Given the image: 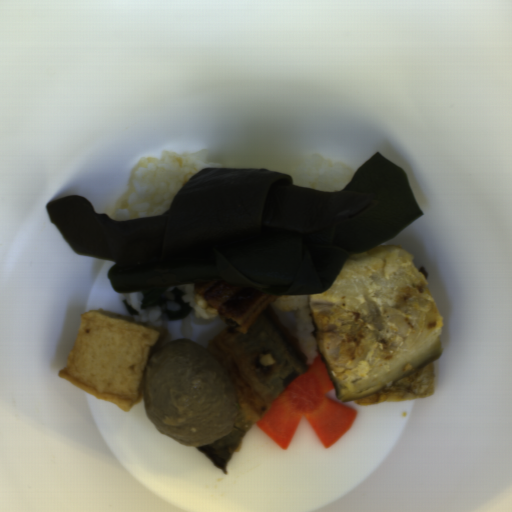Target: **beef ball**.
<instances>
[{
    "label": "beef ball",
    "instance_id": "1",
    "mask_svg": "<svg viewBox=\"0 0 512 512\" xmlns=\"http://www.w3.org/2000/svg\"><path fill=\"white\" fill-rule=\"evenodd\" d=\"M141 399L155 430L188 447L216 442L243 418L240 398L215 356L182 338L150 356Z\"/></svg>",
    "mask_w": 512,
    "mask_h": 512
}]
</instances>
